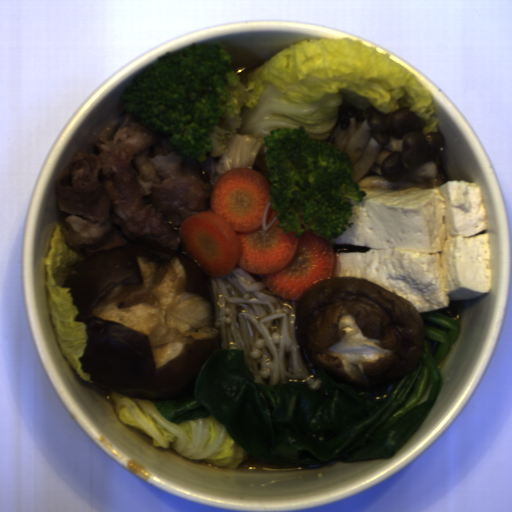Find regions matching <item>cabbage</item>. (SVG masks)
I'll return each mask as SVG.
<instances>
[{"mask_svg":"<svg viewBox=\"0 0 512 512\" xmlns=\"http://www.w3.org/2000/svg\"><path fill=\"white\" fill-rule=\"evenodd\" d=\"M243 86L249 97L239 108L241 136L263 140L272 129L302 126L310 139L326 142L344 102L383 114L410 108L423 119V135L437 133L431 91L388 52L359 40L302 39L248 72Z\"/></svg>","mask_w":512,"mask_h":512,"instance_id":"1","label":"cabbage"},{"mask_svg":"<svg viewBox=\"0 0 512 512\" xmlns=\"http://www.w3.org/2000/svg\"><path fill=\"white\" fill-rule=\"evenodd\" d=\"M114 412L126 425L139 428L152 438L156 447L170 448L187 459L199 460L212 467L237 468L248 454L230 435L223 423L213 416L170 421L149 399L110 392Z\"/></svg>","mask_w":512,"mask_h":512,"instance_id":"2","label":"cabbage"},{"mask_svg":"<svg viewBox=\"0 0 512 512\" xmlns=\"http://www.w3.org/2000/svg\"><path fill=\"white\" fill-rule=\"evenodd\" d=\"M49 252L43 259L47 271V304L52 316L54 335L59 350L65 355L69 365L82 381L92 383L91 376L82 369L80 357L84 356L88 343L87 324L76 321L79 313L74 304L71 288L64 287L68 277L77 272L74 266L84 259V252L73 250L66 243V235L61 226L55 223V230L49 240Z\"/></svg>","mask_w":512,"mask_h":512,"instance_id":"3","label":"cabbage"}]
</instances>
